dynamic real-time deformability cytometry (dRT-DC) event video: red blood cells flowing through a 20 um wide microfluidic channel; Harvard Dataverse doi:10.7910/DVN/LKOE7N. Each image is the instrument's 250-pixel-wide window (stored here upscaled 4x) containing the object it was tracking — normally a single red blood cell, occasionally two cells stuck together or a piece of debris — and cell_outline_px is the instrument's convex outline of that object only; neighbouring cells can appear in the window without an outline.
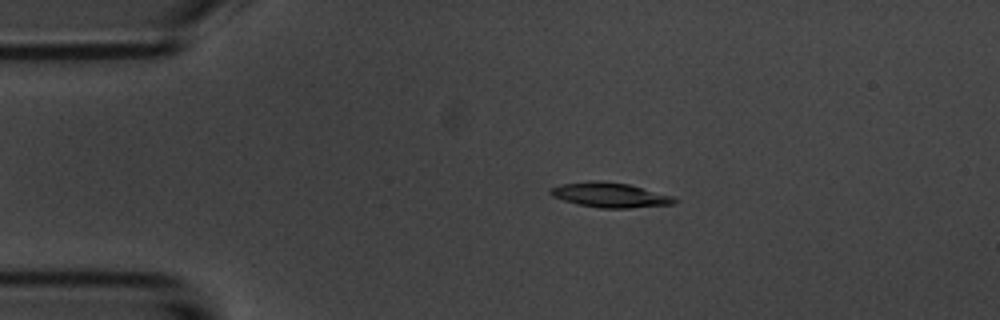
{"species": "common noctule bat (a hibernating species)", "species_latin": "Nyctalus noctula", "temperature_condition": "room temperature", "stored_images_in_passage": 4, "camera_frame_rate_fps": 3000, "um_per_image_px": 0.085, "animal": {"sex": "male", "body_mass_g": 20.1, "forearm_length_mm": 53.5}, "frame": {"image": 1, "passage_image": 3, "time_ms": 2.333, "image_size_px": [1000, 320], "cell_outline_px": [[680, 200], [676, 204], [632, 208], [600, 208], [576, 204], [552, 196], [548, 192], [548, 188], [560, 184], [596, 180], [628, 184], [672, 196]], "centroid_in_image_um": [51.84, 16.58], "position_along_channel_um": 33.2, "area_um2": 18.03}}